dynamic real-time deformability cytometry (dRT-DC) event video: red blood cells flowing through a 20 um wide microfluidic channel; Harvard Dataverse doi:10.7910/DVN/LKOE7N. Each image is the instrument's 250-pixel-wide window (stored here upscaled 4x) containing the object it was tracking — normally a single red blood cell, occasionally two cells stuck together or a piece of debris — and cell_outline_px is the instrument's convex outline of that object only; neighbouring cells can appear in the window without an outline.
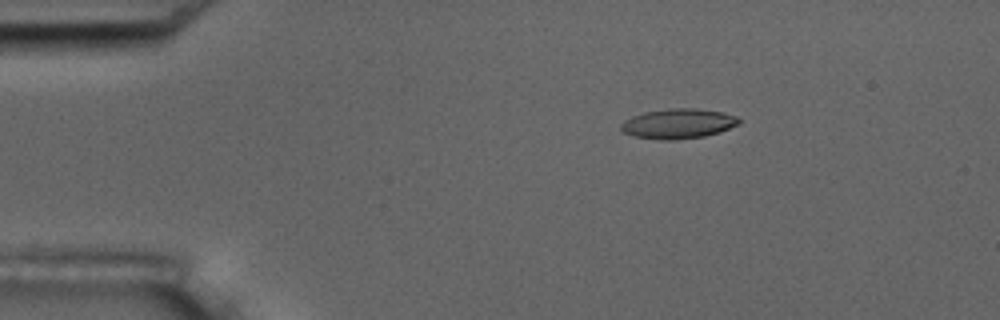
{"species": "common noctule bat (a hibernating species)", "species_latin": "Nyctalus noctula", "temperature_condition": "room temperature", "stored_images_in_passage": 5, "camera_frame_rate_fps": 3000, "um_per_image_px": 0.085, "animal": {"sex": "male", "body_mass_g": 17.5, "forearm_length_mm": 52.3}, "frame": {"image": 1, "passage_image": 3, "time_ms": 2.333, "image_size_px": [1000, 320], "cell_outline_px": [[740, 124], [720, 132], [704, 136], [672, 140], [660, 140], [632, 136], [624, 132], [620, 128], [620, 124], [624, 120], [632, 116], [644, 112], [672, 108], [696, 108], [720, 112], [736, 116], [740, 120]], "centroid_in_image_um": [57.63, 10.51], "position_along_channel_um": 27.4, "area_um2": 20.58}}
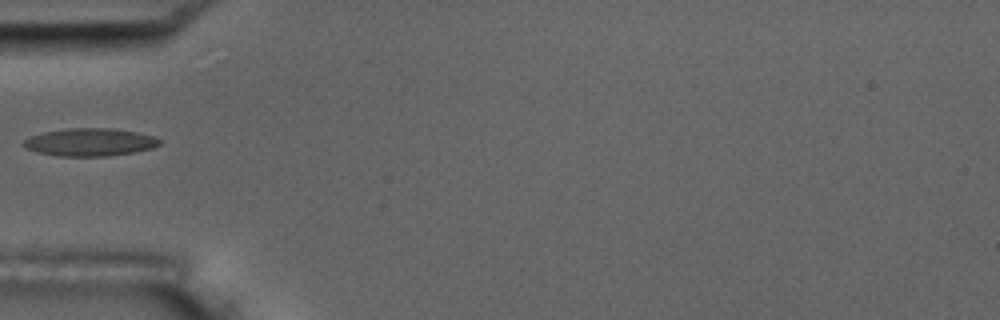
{"frame": {"image": 2, "passage_image": 5, "time_ms": 5.333, "image_size_px": [1000, 320], "cell_outline_px": [[160, 144], [152, 148], [136, 152], [108, 156], [56, 156], [36, 152], [20, 144], [24, 140], [32, 136], [44, 132], [64, 128], [112, 128], [136, 132], [152, 136], [160, 140]], "centroid_in_image_um": [7.63, 12.09], "position_along_channel_um": 77.4, "area_um2": 22.02}}